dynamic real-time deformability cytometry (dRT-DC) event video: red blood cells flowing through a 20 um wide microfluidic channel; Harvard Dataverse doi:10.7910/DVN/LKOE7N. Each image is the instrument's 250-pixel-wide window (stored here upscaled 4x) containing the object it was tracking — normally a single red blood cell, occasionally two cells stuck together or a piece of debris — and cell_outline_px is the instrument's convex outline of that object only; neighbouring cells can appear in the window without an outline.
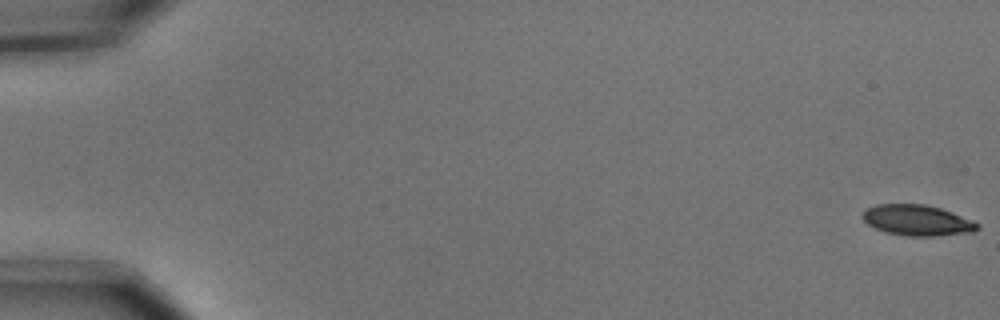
{"species": "common noctule bat (a hibernating species)", "species_latin": "Nyctalus noctula", "temperature_condition": "cold", "stored_images_in_passage": 9, "camera_frame_rate_fps": 3000, "um_per_image_px": 0.085, "animal": {"sex": "male", "body_mass_g": 15.6}, "frame": {"image": 1, "passage_image": 1, "time_ms": 0.0, "image_size_px": [1000, 320], "cell_outline_px": [[980, 228], [972, 232], [932, 236], [904, 236], [884, 232], [868, 224], [860, 216], [868, 208], [876, 204], [924, 204], [940, 208], [952, 212], [972, 220], [980, 224]], "centroid_in_image_um": [77.96, 18.73], "position_along_channel_um": 7.0, "area_um2": 20.58}}
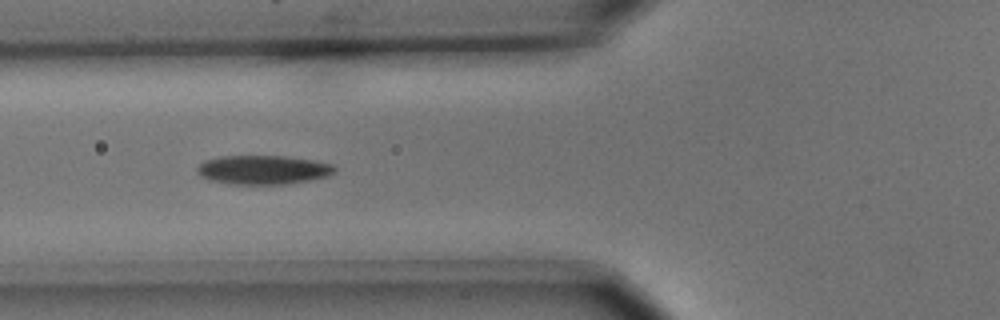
{"frame": {"image": 2, "passage_image": 7, "time_ms": 2.0, "image_size_px": [1000, 320], "cell_outline_px": [[336, 172], [328, 176], [308, 180], [284, 184], [228, 184], [208, 180], [200, 176], [196, 172], [196, 168], [204, 160], [220, 156], [284, 156], [312, 160], [332, 164], [336, 168]], "centroid_in_image_um": [22.32, 14.43], "position_along_channel_um": 103.5, "area_um2": 23.35}}
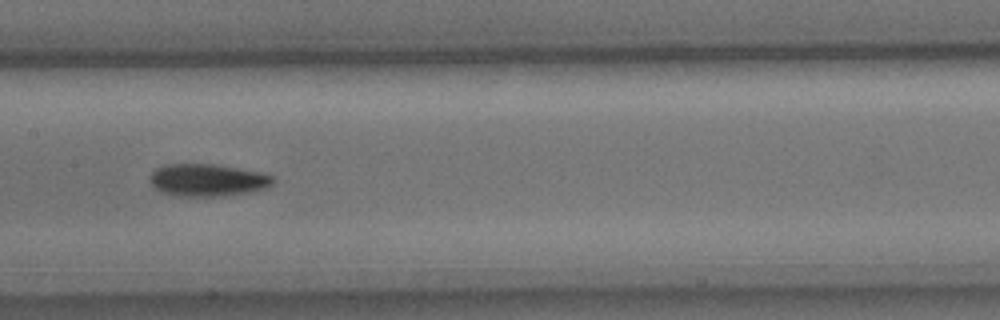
{"frame": {"image": 3, "passage_image": 9, "time_ms": 2.667, "image_size_px": [1000, 320], "cell_outline_px": [[276, 180], [272, 184], [264, 188], [252, 192], [224, 196], [180, 196], [160, 192], [152, 184], [148, 176], [156, 168], [164, 164], [216, 164], [260, 172], [272, 176]], "centroid_in_image_um": [17.63, 15.3], "position_along_channel_um": 189.8, "area_um2": 23.35}}